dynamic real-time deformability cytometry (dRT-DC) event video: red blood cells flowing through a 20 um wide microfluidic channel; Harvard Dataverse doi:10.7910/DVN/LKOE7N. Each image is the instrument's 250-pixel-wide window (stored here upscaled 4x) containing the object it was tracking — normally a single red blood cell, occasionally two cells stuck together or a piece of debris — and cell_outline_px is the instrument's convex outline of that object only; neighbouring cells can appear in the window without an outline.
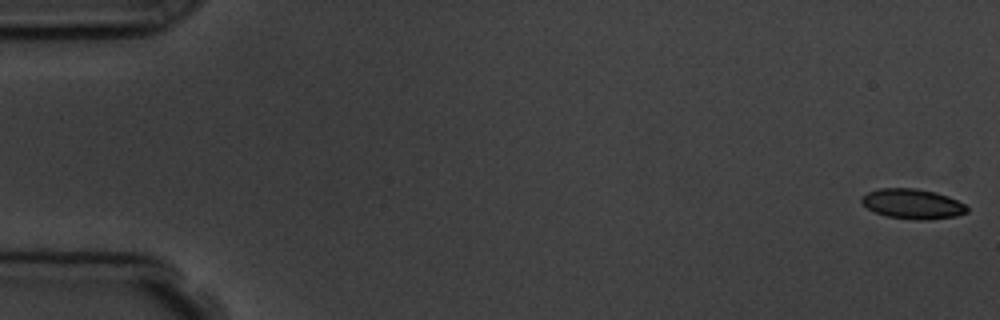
{"species": "common noctule bat (a hibernating species)", "species_latin": "Nyctalus noctula", "temperature_condition": "room temperature", "stored_images_in_passage": 6, "camera_frame_rate_fps": 3000, "um_per_image_px": 0.085, "animal": {"sex": "male", "body_mass_g": 19.5, "forearm_length_mm": 54.6}, "frame": {"image": 1, "passage_image": 1, "time_ms": 0.0, "image_size_px": [1000, 320], "cell_outline_px": [[968, 212], [956, 216], [924, 220], [916, 220], [888, 216], [876, 212], [868, 208], [860, 200], [860, 196], [868, 192], [880, 188], [916, 188], [936, 192], [948, 196], [964, 204], [968, 208]], "centroid_in_image_um": [77.57, 17.32], "position_along_channel_um": 7.4, "area_um2": 18.32}}
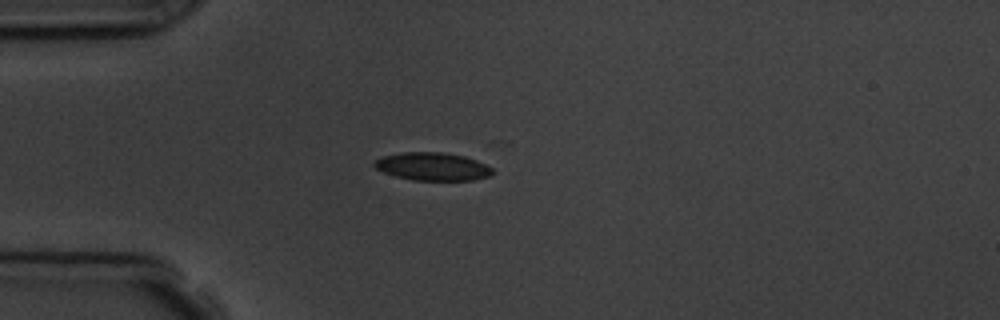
{"frame": {"image": 2, "passage_image": 5, "time_ms": 4.667, "image_size_px": [1000, 320], "cell_outline_px": [[496, 172], [488, 176], [472, 180], [412, 180], [396, 176], [384, 172], [376, 168], [372, 164], [376, 160], [384, 156], [404, 152], [444, 152], [464, 156], [476, 160], [492, 168]], "centroid_in_image_um": [36.78, 14.15], "position_along_channel_um": 48.2, "area_um2": 19.13}}